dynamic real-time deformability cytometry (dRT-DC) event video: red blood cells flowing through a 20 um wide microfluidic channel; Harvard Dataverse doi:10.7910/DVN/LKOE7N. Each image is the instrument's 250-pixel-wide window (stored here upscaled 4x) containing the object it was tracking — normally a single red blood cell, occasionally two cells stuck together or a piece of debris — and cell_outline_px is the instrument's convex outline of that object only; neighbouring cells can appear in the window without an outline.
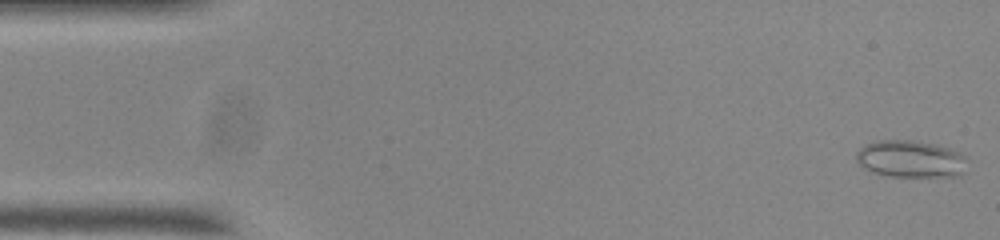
{"species": "common noctule bat (a hibernating species)", "species_latin": "Nyctalus noctula", "temperature_condition": "room temperature", "stored_images_in_passage": 54, "camera_frame_rate_fps": 3000, "um_per_image_px": 0.085, "animal": {"sex": "male", "body_mass_g": 20.0, "forearm_length_mm": 53.3}, "frame": {"image": 1, "passage_image": 1, "time_ms": 0.0, "image_size_px": [1000, 240], "cell_outline_px": [[968, 156], [964, 172], [960, 176], [888, 176], [864, 168], [856, 160], [856, 152], [864, 144], [876, 140], [912, 140], [936, 144], [948, 148]], "centroid_in_image_um": [77.42, 13.5], "position_along_channel_um": 7.6, "area_um2": 24.1}}
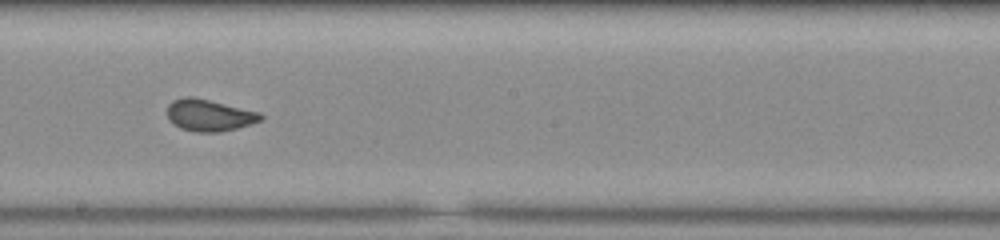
{"frame": {"image": 2, "passage_image": 29, "time_ms": 9.333, "image_size_px": [1000, 240], "cell_outline_px": [[264, 116], [260, 120], [236, 128], [220, 132], [196, 132], [180, 128], [168, 120], [168, 104], [172, 100], [184, 96], [192, 96], [260, 112]], "centroid_in_image_um": [17.74, 9.79], "position_along_channel_um": 230.5, "area_um2": 17.22}}
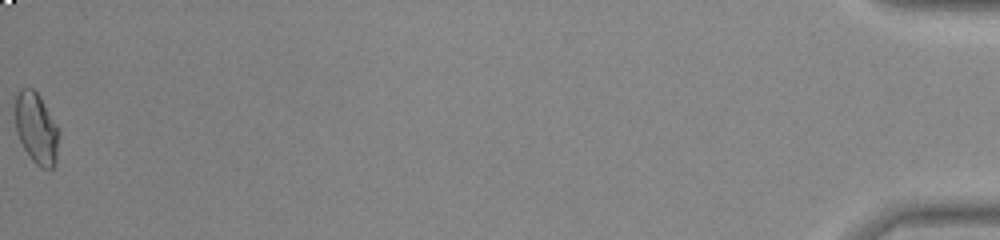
{"frame": {"image": 3, "passage_image": 54, "time_ms": 17.667, "image_size_px": [1000, 240], "cell_outline_px": [[56, 164], [52, 168], [40, 168], [32, 160], [24, 148], [16, 132], [16, 96], [20, 88], [32, 88], [40, 96], [56, 128]], "centroid_in_image_um": [3.04, 10.91], "position_along_channel_um": 432.2, "area_um2": 17.28}, "authors_computed_cell_mechanics": {"area_um2": 17.4267, "velocity_mm_per_s": 3.7259, "shape_relaxation_time_tau1_ms": 9.9244, "shape_relaxation_time_tau2_ms": null, "deformation_change_tau1": 0.1658, "deformation_change_tau2": null}}